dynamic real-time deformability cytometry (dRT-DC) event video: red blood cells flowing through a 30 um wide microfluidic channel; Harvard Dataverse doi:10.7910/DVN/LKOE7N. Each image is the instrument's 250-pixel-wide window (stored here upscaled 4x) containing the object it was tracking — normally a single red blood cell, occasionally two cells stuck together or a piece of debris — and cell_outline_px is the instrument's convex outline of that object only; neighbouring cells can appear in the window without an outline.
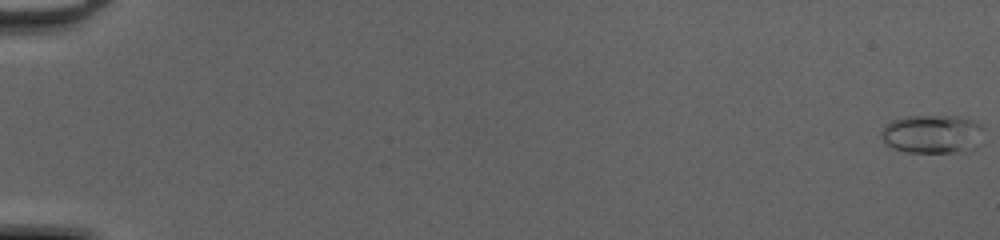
{"species": "common noctule bat (a hibernating species)", "species_latin": "Nyctalus noctula", "temperature_condition": "cold", "stored_images_in_passage": 51, "camera_frame_rate_fps": 3000, "um_per_image_px": 0.085, "animal": {"sex": "female", "body_mass_g": 20.0, "forearm_length_mm": 54.0}, "frame": {"image": 1, "passage_image": 1, "time_ms": 0.0, "image_size_px": [1000, 240], "cell_outline_px": [[984, 144], [976, 148], [964, 152], [904, 152], [892, 148], [884, 144], [880, 132], [884, 124], [892, 120], [908, 116], [960, 116], [976, 120], [984, 128]], "centroid_in_image_um": [79.32, 11.4], "position_along_channel_um": 5.7, "area_um2": 23.99}}
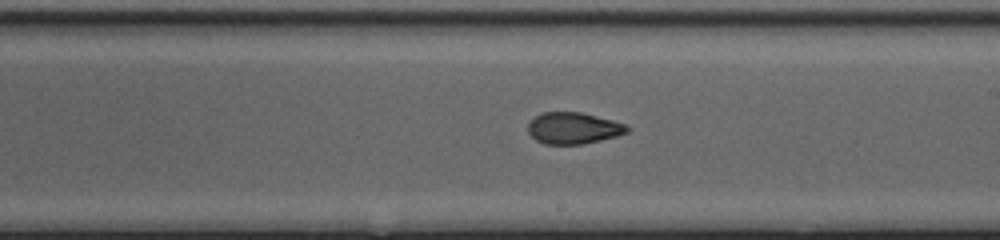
{"frame": {"image": 2, "passage_image": 32, "time_ms": 10.333, "image_size_px": [1000, 240], "cell_outline_px": [[632, 128], [628, 132], [616, 136], [600, 140], [580, 144], [544, 144], [536, 140], [528, 132], [528, 124], [536, 116], [544, 112], [580, 112], [612, 120], [624, 124]], "centroid_in_image_um": [48.74, 10.89], "position_along_channel_um": 240.3, "area_um2": 18.03}}
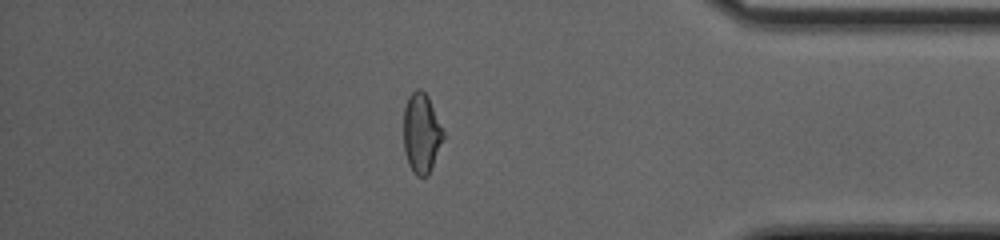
{"frame": {"image": 3, "passage_image": 45, "time_ms": 14.667, "image_size_px": [1000, 240], "cell_outline_px": [[444, 136], [428, 176], [416, 176], [412, 172], [408, 164], [404, 152], [404, 108], [408, 96], [416, 88], [420, 88], [428, 96], [444, 132]], "centroid_in_image_um": [35.8, 11.31], "position_along_channel_um": 399.4, "area_um2": 18.44}, "authors_computed_cell_mechanics": {"area_um2": 19.074, "velocity_mm_per_s": 4.2279, "shape_relaxation_time_tau1_ms": null, "shape_relaxation_time_tau2_ms": 1.4892, "deformation_change_tau1": null, "deformation_change_tau2": 0.0733}}